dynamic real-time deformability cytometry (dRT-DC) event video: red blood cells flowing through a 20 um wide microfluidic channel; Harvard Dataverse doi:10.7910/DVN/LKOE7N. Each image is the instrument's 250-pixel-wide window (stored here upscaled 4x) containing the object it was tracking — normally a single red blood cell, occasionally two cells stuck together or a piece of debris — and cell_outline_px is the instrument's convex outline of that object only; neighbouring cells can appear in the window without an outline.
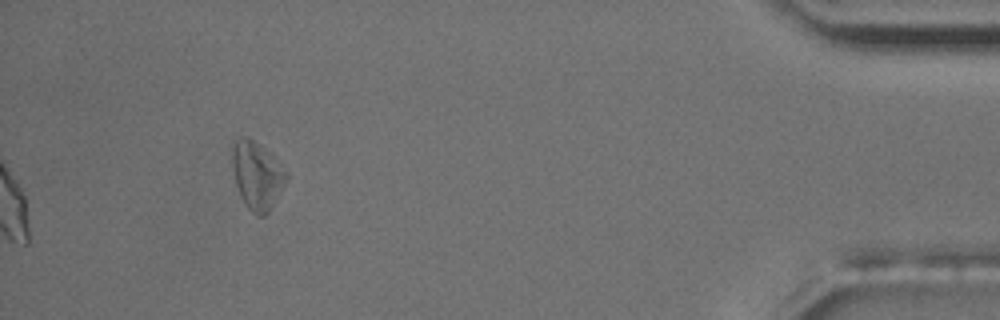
{"species": "common noctule bat (a hibernating species)", "species_latin": "Nyctalus noctula", "temperature_condition": "room temperature", "stored_images_in_passage": 42, "segment_of_instrument_passage": [2, 2], "camera_frame_rate_fps": 3000, "um_per_image_px": 0.085, "animal": {"sex": "male", "body_mass_g": 17.5, "forearm_length_mm": 52.3}, "frame": {"image": 1, "passage_image": 42, "time_ms": 13.667, "image_size_px": [1000, 320], "cell_outline_px": [[288, 176], [284, 184], [268, 212], [264, 216], [256, 216], [248, 208], [240, 196], [236, 184], [232, 168], [232, 140], [244, 136], [248, 136], [268, 152], [288, 172]], "centroid_in_image_um": [21.81, 14.89], "position_along_channel_um": 413.4, "area_um2": 21.15}}